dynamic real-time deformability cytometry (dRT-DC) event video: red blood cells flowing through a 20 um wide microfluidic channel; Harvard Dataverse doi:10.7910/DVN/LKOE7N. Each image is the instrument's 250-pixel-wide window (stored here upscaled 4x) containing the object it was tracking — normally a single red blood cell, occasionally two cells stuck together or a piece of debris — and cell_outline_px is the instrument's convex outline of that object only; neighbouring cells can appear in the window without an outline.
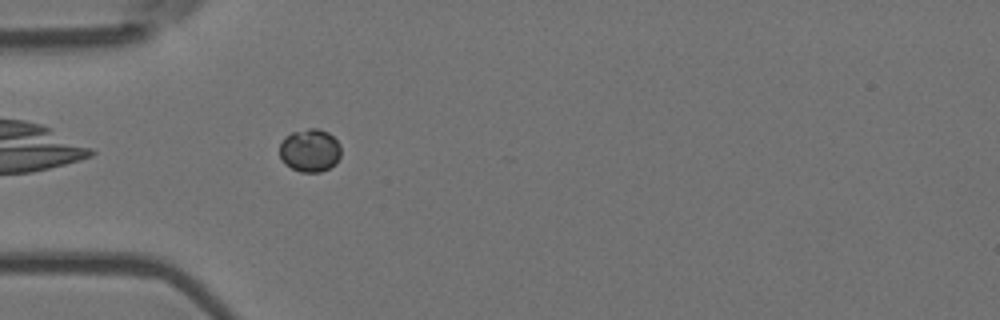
{"species": "Egyptian fruit bat (a non-hibernating species)", "species_latin": "Rousettus aegyptiacus", "temperature_condition": "room temperature", "stored_images_in_passage": 5, "camera_frame_rate_fps": 3000, "um_per_image_px": 0.085, "animal": {"sex": "female"}, "frame": {"image": 1, "passage_image": 5, "time_ms": 1.333, "image_size_px": [1000, 320], "cell_outline_px": [[340, 156], [336, 164], [320, 172], [300, 172], [284, 164], [280, 156], [280, 144], [292, 132], [308, 128], [316, 128], [328, 132], [340, 144]], "centroid_in_image_um": [26.35, 12.79], "position_along_channel_um": 58.6, "area_um2": 15.32}}